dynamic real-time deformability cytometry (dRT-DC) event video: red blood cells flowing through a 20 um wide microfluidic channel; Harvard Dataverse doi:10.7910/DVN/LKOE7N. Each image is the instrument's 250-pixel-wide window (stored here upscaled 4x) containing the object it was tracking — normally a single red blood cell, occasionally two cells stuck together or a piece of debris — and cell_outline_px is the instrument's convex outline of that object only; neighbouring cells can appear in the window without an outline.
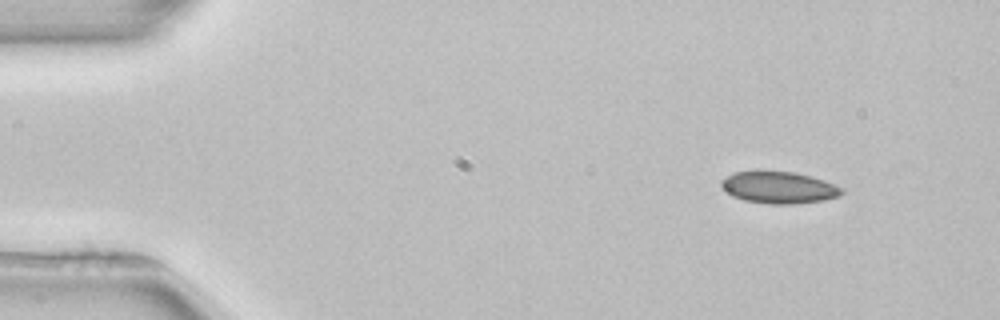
{"species": "common noctule bat (a hibernating species)", "species_latin": "Nyctalus noctula", "temperature_condition": "room temperature", "stored_images_in_passage": 11, "camera_frame_rate_fps": 3000, "um_per_image_px": 0.085, "animal": {"sex": "female", "body_mass_g": 22.7, "forearm_length_mm": 54.2}, "frame": {"image": 1, "passage_image": 1, "time_ms": 0.0, "image_size_px": [1000, 320], "cell_outline_px": [[844, 192], [840, 196], [824, 200], [796, 204], [768, 204], [744, 200], [732, 196], [724, 192], [720, 188], [720, 180], [724, 176], [736, 172], [796, 172], [812, 176], [824, 180], [844, 188]], "centroid_in_image_um": [66.19, 15.95], "position_along_channel_um": 18.8, "area_um2": 22.6}}